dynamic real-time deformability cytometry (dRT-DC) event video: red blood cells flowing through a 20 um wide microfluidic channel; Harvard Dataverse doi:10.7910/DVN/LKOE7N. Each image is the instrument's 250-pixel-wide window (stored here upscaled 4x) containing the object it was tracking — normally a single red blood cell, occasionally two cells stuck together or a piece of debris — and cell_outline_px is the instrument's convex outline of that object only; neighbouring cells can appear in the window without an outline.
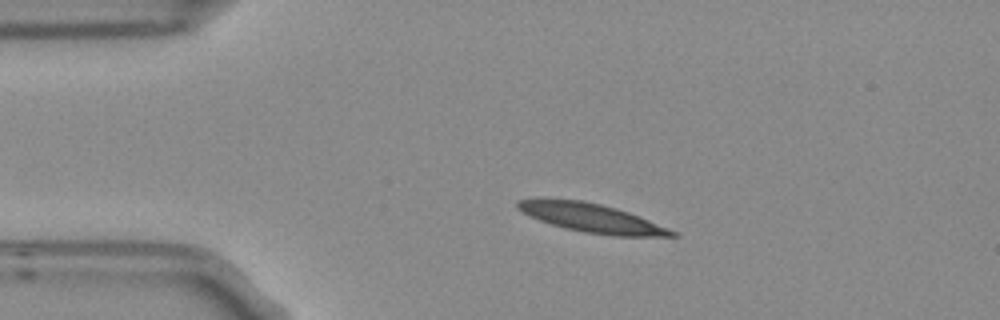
{"species": "Egyptian fruit bat (a non-hibernating species)", "species_latin": "Rousettus aegyptiacus", "temperature_condition": "room temperature", "stored_images_in_passage": 3, "camera_frame_rate_fps": 3000, "um_per_image_px": 0.085, "frame": {"image": 1, "passage_image": 2, "time_ms": 0.333, "image_size_px": [1000, 320], "cell_outline_px": [[680, 236], [616, 236], [584, 232], [564, 228], [528, 216], [516, 208], [516, 200], [544, 196], [584, 200], [616, 208], [628, 212], [668, 228], [676, 232]], "centroid_in_image_um": [50.16, 18.48], "position_along_channel_um": 34.8, "area_um2": 26.3}}